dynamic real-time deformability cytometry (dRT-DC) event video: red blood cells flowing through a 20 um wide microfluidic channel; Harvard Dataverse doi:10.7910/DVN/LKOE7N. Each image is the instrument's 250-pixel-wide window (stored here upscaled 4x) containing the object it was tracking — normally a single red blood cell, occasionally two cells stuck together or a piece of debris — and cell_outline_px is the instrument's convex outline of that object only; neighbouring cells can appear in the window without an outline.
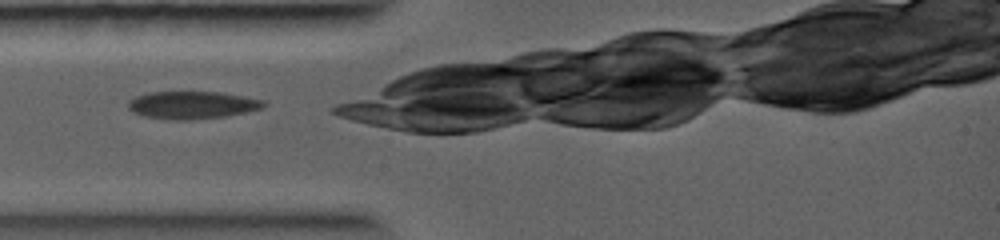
{"species": "common noctule bat (a hibernating species)", "species_latin": "Nyctalus noctula", "temperature_condition": "warm", "stored_images_in_passage": 47, "camera_frame_rate_fps": 5000, "um_per_image_px": 0.085, "animal": {"sex": "female", "body_mass_g": 19.0, "forearm_length_mm": 56.7}, "frame": {"image": 1, "passage_image": 1, "time_ms": 0.0, "image_size_px": [1000, 240], "cell_outline_px": [[268, 104], [264, 108], [228, 116], [188, 120], [168, 120], [144, 116], [128, 108], [128, 100], [136, 96], [148, 92], [220, 92], [264, 100]], "centroid_in_image_um": [16.36, 8.93], "position_along_channel_um": 68.6, "area_um2": 21.91}}